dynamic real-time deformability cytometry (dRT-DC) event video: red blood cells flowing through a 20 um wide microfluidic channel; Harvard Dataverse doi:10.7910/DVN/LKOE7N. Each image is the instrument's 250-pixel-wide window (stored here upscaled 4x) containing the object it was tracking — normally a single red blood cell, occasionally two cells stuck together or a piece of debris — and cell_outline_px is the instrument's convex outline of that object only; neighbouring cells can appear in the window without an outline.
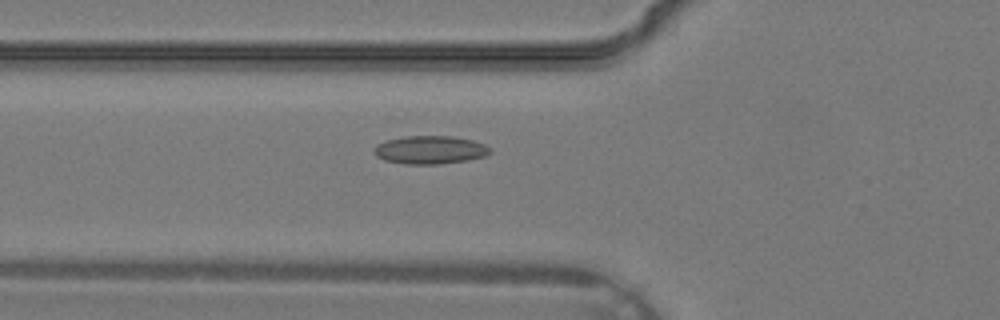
{"species": "common noctule bat (a hibernating species)", "species_latin": "Nyctalus noctula", "temperature_condition": "warm", "stored_images_in_passage": 37, "camera_frame_rate_fps": 3000, "um_per_image_px": 0.085, "animal": {"sex": "male", "body_mass_g": 19.2, "forearm_length_mm": 51.8}, "frame": {"image": 1, "passage_image": 14, "time_ms": 4.333, "image_size_px": [1000, 320], "cell_outline_px": [[492, 152], [484, 156], [468, 160], [440, 164], [404, 164], [384, 160], [376, 156], [372, 148], [376, 144], [388, 140], [404, 136], [452, 136], [472, 140], [484, 144], [492, 148]], "centroid_in_image_um": [36.55, 12.74], "position_along_channel_um": 89.3, "area_um2": 19.19}}
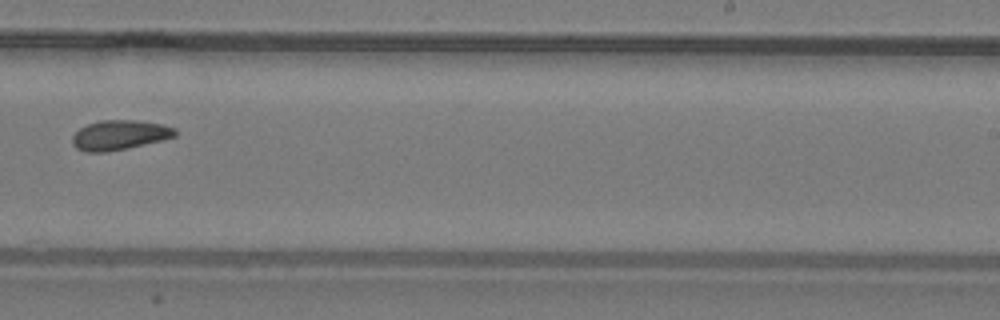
{"frame": {"image": 2, "passage_image": 24, "time_ms": 7.667, "image_size_px": [1000, 320], "cell_outline_px": [[176, 136], [160, 140], [108, 152], [84, 152], [76, 148], [72, 144], [72, 136], [80, 128], [88, 124], [100, 120], [132, 120], [160, 124], [176, 128]], "centroid_in_image_um": [10.11, 11.48], "position_along_channel_um": 278.9, "area_um2": 17.57}}
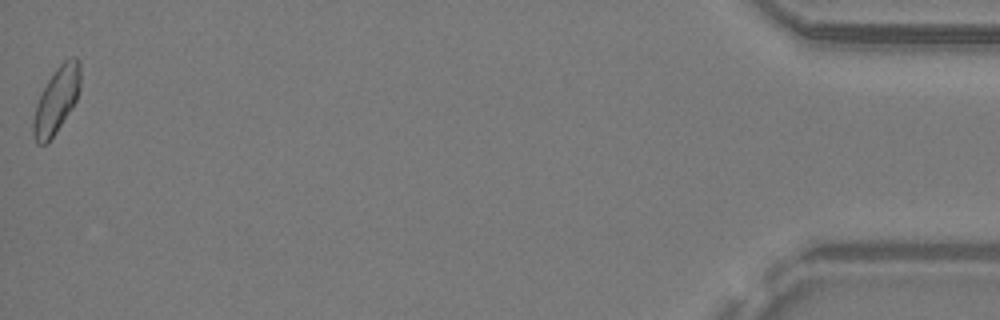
{"frame": {"image": 3, "passage_image": 37, "time_ms": 12.0, "image_size_px": [1000, 320], "cell_outline_px": [[80, 88], [76, 100], [72, 108], [48, 144], [36, 144], [32, 132], [32, 120], [36, 104], [52, 72], [64, 60], [72, 56], [76, 56], [80, 60]], "centroid_in_image_um": [4.8, 8.51], "position_along_channel_um": 430.4, "area_um2": 18.26}}